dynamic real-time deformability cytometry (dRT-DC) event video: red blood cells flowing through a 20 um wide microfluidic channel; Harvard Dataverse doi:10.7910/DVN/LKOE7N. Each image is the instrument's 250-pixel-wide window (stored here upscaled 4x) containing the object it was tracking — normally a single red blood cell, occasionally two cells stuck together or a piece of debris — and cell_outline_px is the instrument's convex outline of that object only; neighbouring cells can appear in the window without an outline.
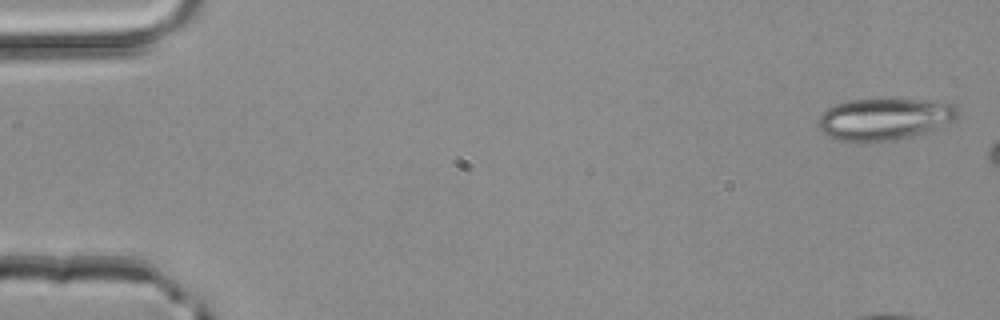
{"species": "common noctule bat (a hibernating species)", "species_latin": "Nyctalus noctula", "temperature_condition": "room temperature", "stored_images_in_passage": 6, "camera_frame_rate_fps": 3000, "um_per_image_px": 0.085, "animal": {"sex": "male", "body_mass_g": 20.4}, "frame": {"image": 1, "passage_image": 1, "time_ms": 0.0, "image_size_px": [1000, 320], "cell_outline_px": [[960, 112], [956, 120], [932, 132], [892, 140], [864, 144], [860, 144], [836, 140], [828, 136], [816, 124], [816, 120], [828, 108], [836, 104], [848, 100], [952, 100], [956, 104]], "centroid_in_image_um": [75.26, 10.14], "position_along_channel_um": 9.7, "area_um2": 35.2}}